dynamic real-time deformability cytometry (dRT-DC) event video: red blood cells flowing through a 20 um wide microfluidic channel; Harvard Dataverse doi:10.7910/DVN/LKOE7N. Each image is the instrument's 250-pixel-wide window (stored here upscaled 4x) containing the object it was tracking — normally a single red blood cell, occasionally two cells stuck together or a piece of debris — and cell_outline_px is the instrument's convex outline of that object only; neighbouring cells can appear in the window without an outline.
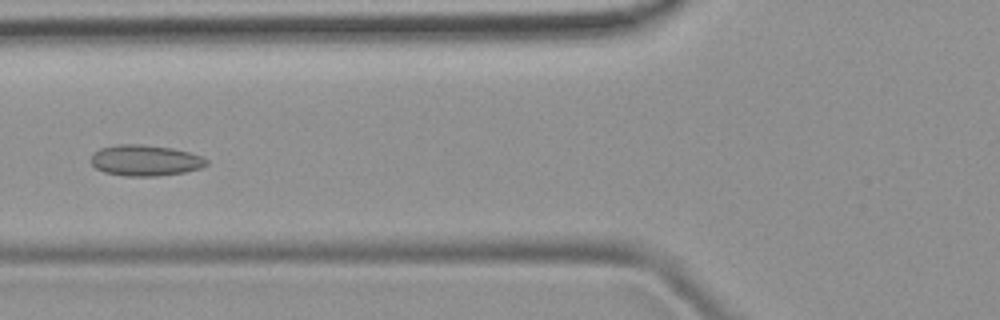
{"species": "common noctule bat (a hibernating species)", "species_latin": "Nyctalus noctula", "temperature_condition": "room temperature", "stored_images_in_passage": 50, "camera_frame_rate_fps": 3000, "um_per_image_px": 0.085, "animal": {"sex": "female", "body_mass_g": 19.9}, "frame": {"image": 1, "passage_image": 19, "time_ms": 6.0, "image_size_px": [1000, 320], "cell_outline_px": [[208, 164], [200, 168], [184, 172], [156, 176], [124, 176], [104, 172], [96, 168], [88, 160], [92, 152], [100, 148], [120, 144], [140, 144], [172, 148], [188, 152], [200, 156], [208, 160]], "centroid_in_image_um": [12.29, 13.63], "position_along_channel_um": 113.5, "area_um2": 20.92}}
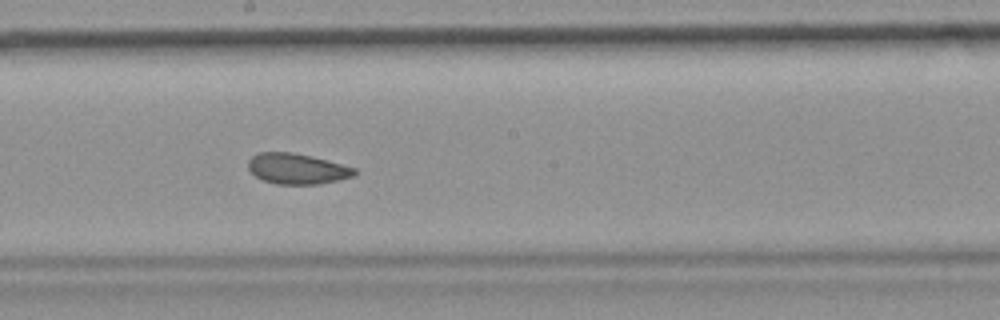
{"frame": {"image": 2, "passage_image": 27, "time_ms": 8.667, "image_size_px": [1000, 320], "cell_outline_px": [[356, 172], [352, 176], [340, 180], [316, 184], [276, 184], [264, 180], [256, 176], [248, 168], [248, 160], [256, 152], [292, 152], [312, 156], [356, 168]], "centroid_in_image_um": [25.23, 14.33], "position_along_channel_um": 223.0, "area_um2": 18.9}}
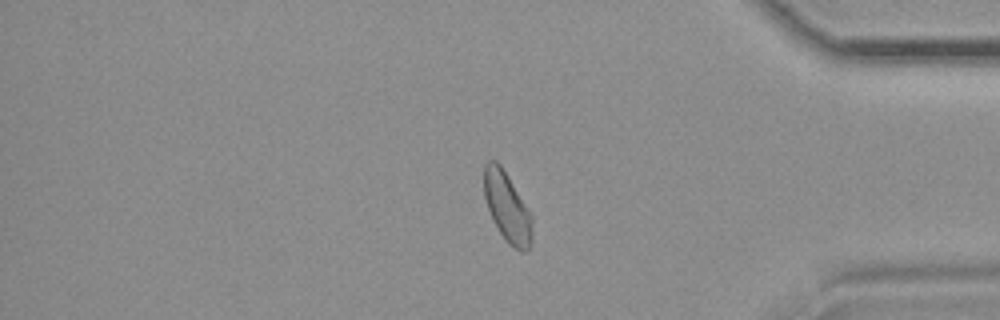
{"frame": {"image": 3, "passage_image": 41, "time_ms": 13.333, "image_size_px": [1000, 320], "cell_outline_px": [[532, 240], [528, 252], [520, 252], [508, 244], [504, 240], [492, 220], [484, 196], [484, 164], [488, 160], [496, 160], [500, 164], [508, 176], [532, 216]], "centroid_in_image_um": [43.11, 17.65], "position_along_channel_um": 392.1, "area_um2": 19.71}}